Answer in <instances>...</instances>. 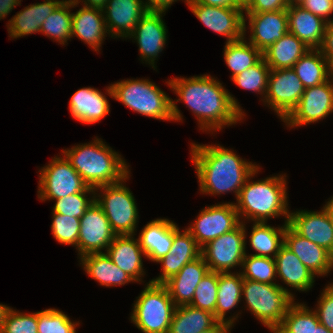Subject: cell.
<instances>
[{"mask_svg": "<svg viewBox=\"0 0 333 333\" xmlns=\"http://www.w3.org/2000/svg\"><path fill=\"white\" fill-rule=\"evenodd\" d=\"M324 206L329 210L330 215L333 220V196L331 198H329V200L326 202V204Z\"/></svg>", "mask_w": 333, "mask_h": 333, "instance_id": "obj_58", "label": "cell"}, {"mask_svg": "<svg viewBox=\"0 0 333 333\" xmlns=\"http://www.w3.org/2000/svg\"><path fill=\"white\" fill-rule=\"evenodd\" d=\"M287 0H248L244 4V13H262L287 10Z\"/></svg>", "mask_w": 333, "mask_h": 333, "instance_id": "obj_48", "label": "cell"}, {"mask_svg": "<svg viewBox=\"0 0 333 333\" xmlns=\"http://www.w3.org/2000/svg\"><path fill=\"white\" fill-rule=\"evenodd\" d=\"M38 333H77L79 321H73L60 309L37 311Z\"/></svg>", "mask_w": 333, "mask_h": 333, "instance_id": "obj_41", "label": "cell"}, {"mask_svg": "<svg viewBox=\"0 0 333 333\" xmlns=\"http://www.w3.org/2000/svg\"><path fill=\"white\" fill-rule=\"evenodd\" d=\"M192 3H201L204 5L219 7H244L241 0H190Z\"/></svg>", "mask_w": 333, "mask_h": 333, "instance_id": "obj_52", "label": "cell"}, {"mask_svg": "<svg viewBox=\"0 0 333 333\" xmlns=\"http://www.w3.org/2000/svg\"><path fill=\"white\" fill-rule=\"evenodd\" d=\"M249 242L256 256L275 258L284 245V233L288 223L274 227L267 222H253Z\"/></svg>", "mask_w": 333, "mask_h": 333, "instance_id": "obj_33", "label": "cell"}, {"mask_svg": "<svg viewBox=\"0 0 333 333\" xmlns=\"http://www.w3.org/2000/svg\"><path fill=\"white\" fill-rule=\"evenodd\" d=\"M320 324L317 313L307 304L294 302L287 310L278 327L283 333H314V326Z\"/></svg>", "mask_w": 333, "mask_h": 333, "instance_id": "obj_37", "label": "cell"}, {"mask_svg": "<svg viewBox=\"0 0 333 333\" xmlns=\"http://www.w3.org/2000/svg\"><path fill=\"white\" fill-rule=\"evenodd\" d=\"M129 178L130 174L119 183L95 188V201L116 235H136L137 232L139 212L132 191L126 187Z\"/></svg>", "mask_w": 333, "mask_h": 333, "instance_id": "obj_8", "label": "cell"}, {"mask_svg": "<svg viewBox=\"0 0 333 333\" xmlns=\"http://www.w3.org/2000/svg\"><path fill=\"white\" fill-rule=\"evenodd\" d=\"M270 68L263 57L253 66L231 78L238 87L260 94L261 101L267 92Z\"/></svg>", "mask_w": 333, "mask_h": 333, "instance_id": "obj_39", "label": "cell"}, {"mask_svg": "<svg viewBox=\"0 0 333 333\" xmlns=\"http://www.w3.org/2000/svg\"><path fill=\"white\" fill-rule=\"evenodd\" d=\"M232 328L233 326L228 323L218 322L214 327L201 333H231Z\"/></svg>", "mask_w": 333, "mask_h": 333, "instance_id": "obj_55", "label": "cell"}, {"mask_svg": "<svg viewBox=\"0 0 333 333\" xmlns=\"http://www.w3.org/2000/svg\"><path fill=\"white\" fill-rule=\"evenodd\" d=\"M79 230V218L52 212L51 231L58 243L72 245L78 251Z\"/></svg>", "mask_w": 333, "mask_h": 333, "instance_id": "obj_43", "label": "cell"}, {"mask_svg": "<svg viewBox=\"0 0 333 333\" xmlns=\"http://www.w3.org/2000/svg\"><path fill=\"white\" fill-rule=\"evenodd\" d=\"M247 39L244 36L240 40L225 43L224 61L232 72L231 78L255 65L262 58V52Z\"/></svg>", "mask_w": 333, "mask_h": 333, "instance_id": "obj_35", "label": "cell"}, {"mask_svg": "<svg viewBox=\"0 0 333 333\" xmlns=\"http://www.w3.org/2000/svg\"><path fill=\"white\" fill-rule=\"evenodd\" d=\"M178 96L172 101V116L183 122V115L176 102L186 104L197 119L199 130L217 133L226 126L242 122L246 116L238 100L215 77L208 74L174 77L165 81Z\"/></svg>", "mask_w": 333, "mask_h": 333, "instance_id": "obj_1", "label": "cell"}, {"mask_svg": "<svg viewBox=\"0 0 333 333\" xmlns=\"http://www.w3.org/2000/svg\"><path fill=\"white\" fill-rule=\"evenodd\" d=\"M284 245L292 251L315 276H327L333 269V255L325 248L297 234L289 225L284 233Z\"/></svg>", "mask_w": 333, "mask_h": 333, "instance_id": "obj_21", "label": "cell"}, {"mask_svg": "<svg viewBox=\"0 0 333 333\" xmlns=\"http://www.w3.org/2000/svg\"><path fill=\"white\" fill-rule=\"evenodd\" d=\"M244 4L248 1V0H241Z\"/></svg>", "mask_w": 333, "mask_h": 333, "instance_id": "obj_61", "label": "cell"}, {"mask_svg": "<svg viewBox=\"0 0 333 333\" xmlns=\"http://www.w3.org/2000/svg\"><path fill=\"white\" fill-rule=\"evenodd\" d=\"M305 91L293 68L270 70L264 106L283 121L297 106Z\"/></svg>", "mask_w": 333, "mask_h": 333, "instance_id": "obj_13", "label": "cell"}, {"mask_svg": "<svg viewBox=\"0 0 333 333\" xmlns=\"http://www.w3.org/2000/svg\"><path fill=\"white\" fill-rule=\"evenodd\" d=\"M103 93L94 87L78 89L69 100V112L71 116L83 124H95L109 115L110 104L106 94L113 98L111 85L106 87Z\"/></svg>", "mask_w": 333, "mask_h": 333, "instance_id": "obj_20", "label": "cell"}, {"mask_svg": "<svg viewBox=\"0 0 333 333\" xmlns=\"http://www.w3.org/2000/svg\"><path fill=\"white\" fill-rule=\"evenodd\" d=\"M239 272V273H238ZM218 273V291L217 304L215 309V317L219 322H224L234 327L235 320L241 316V312H237L233 316L227 314L230 310L238 308L237 306L242 300L243 277L240 271ZM239 315V316H238Z\"/></svg>", "mask_w": 333, "mask_h": 333, "instance_id": "obj_29", "label": "cell"}, {"mask_svg": "<svg viewBox=\"0 0 333 333\" xmlns=\"http://www.w3.org/2000/svg\"><path fill=\"white\" fill-rule=\"evenodd\" d=\"M245 226V222H241L232 231L224 233L202 247L201 255L210 271L227 273L237 266L241 269L247 252L248 236Z\"/></svg>", "mask_w": 333, "mask_h": 333, "instance_id": "obj_9", "label": "cell"}, {"mask_svg": "<svg viewBox=\"0 0 333 333\" xmlns=\"http://www.w3.org/2000/svg\"><path fill=\"white\" fill-rule=\"evenodd\" d=\"M0 333H38L37 312L22 313L10 307Z\"/></svg>", "mask_w": 333, "mask_h": 333, "instance_id": "obj_44", "label": "cell"}, {"mask_svg": "<svg viewBox=\"0 0 333 333\" xmlns=\"http://www.w3.org/2000/svg\"><path fill=\"white\" fill-rule=\"evenodd\" d=\"M318 49L328 62L330 71L333 74V23L327 24L322 44Z\"/></svg>", "mask_w": 333, "mask_h": 333, "instance_id": "obj_50", "label": "cell"}, {"mask_svg": "<svg viewBox=\"0 0 333 333\" xmlns=\"http://www.w3.org/2000/svg\"><path fill=\"white\" fill-rule=\"evenodd\" d=\"M274 260L277 277L291 290L306 293L313 288L316 276L285 245L280 248Z\"/></svg>", "mask_w": 333, "mask_h": 333, "instance_id": "obj_28", "label": "cell"}, {"mask_svg": "<svg viewBox=\"0 0 333 333\" xmlns=\"http://www.w3.org/2000/svg\"><path fill=\"white\" fill-rule=\"evenodd\" d=\"M9 308H10V306H7V304L5 305V304L0 303V331L3 326L5 315H6L7 311L9 310Z\"/></svg>", "mask_w": 333, "mask_h": 333, "instance_id": "obj_56", "label": "cell"}, {"mask_svg": "<svg viewBox=\"0 0 333 333\" xmlns=\"http://www.w3.org/2000/svg\"><path fill=\"white\" fill-rule=\"evenodd\" d=\"M311 48L289 31L262 52L270 70L293 68L294 64Z\"/></svg>", "mask_w": 333, "mask_h": 333, "instance_id": "obj_31", "label": "cell"}, {"mask_svg": "<svg viewBox=\"0 0 333 333\" xmlns=\"http://www.w3.org/2000/svg\"><path fill=\"white\" fill-rule=\"evenodd\" d=\"M113 99L143 116L174 121L172 98L149 79H122L110 84Z\"/></svg>", "mask_w": 333, "mask_h": 333, "instance_id": "obj_5", "label": "cell"}, {"mask_svg": "<svg viewBox=\"0 0 333 333\" xmlns=\"http://www.w3.org/2000/svg\"><path fill=\"white\" fill-rule=\"evenodd\" d=\"M73 3L61 2L42 23L40 33L62 46L71 40Z\"/></svg>", "mask_w": 333, "mask_h": 333, "instance_id": "obj_36", "label": "cell"}, {"mask_svg": "<svg viewBox=\"0 0 333 333\" xmlns=\"http://www.w3.org/2000/svg\"><path fill=\"white\" fill-rule=\"evenodd\" d=\"M102 11L109 37L127 40L148 8L144 0H107Z\"/></svg>", "mask_w": 333, "mask_h": 333, "instance_id": "obj_19", "label": "cell"}, {"mask_svg": "<svg viewBox=\"0 0 333 333\" xmlns=\"http://www.w3.org/2000/svg\"><path fill=\"white\" fill-rule=\"evenodd\" d=\"M107 35L109 33L101 8L82 6L72 12L71 38L76 36L98 53Z\"/></svg>", "mask_w": 333, "mask_h": 333, "instance_id": "obj_23", "label": "cell"}, {"mask_svg": "<svg viewBox=\"0 0 333 333\" xmlns=\"http://www.w3.org/2000/svg\"><path fill=\"white\" fill-rule=\"evenodd\" d=\"M65 2L73 3V8L78 7L79 3H81L80 5L82 6L102 9L107 3V0H65Z\"/></svg>", "mask_w": 333, "mask_h": 333, "instance_id": "obj_54", "label": "cell"}, {"mask_svg": "<svg viewBox=\"0 0 333 333\" xmlns=\"http://www.w3.org/2000/svg\"><path fill=\"white\" fill-rule=\"evenodd\" d=\"M218 291V272L209 271L196 287L192 307L211 312L215 315Z\"/></svg>", "mask_w": 333, "mask_h": 333, "instance_id": "obj_42", "label": "cell"}, {"mask_svg": "<svg viewBox=\"0 0 333 333\" xmlns=\"http://www.w3.org/2000/svg\"><path fill=\"white\" fill-rule=\"evenodd\" d=\"M259 171L260 167L247 179L234 203L240 221L267 222L268 219L284 216V223H288L290 210L286 173L253 181Z\"/></svg>", "mask_w": 333, "mask_h": 333, "instance_id": "obj_3", "label": "cell"}, {"mask_svg": "<svg viewBox=\"0 0 333 333\" xmlns=\"http://www.w3.org/2000/svg\"><path fill=\"white\" fill-rule=\"evenodd\" d=\"M209 271V267L201 255L187 263L175 276L167 280L163 285L167 288L173 303L176 306L189 305L193 300L197 285Z\"/></svg>", "mask_w": 333, "mask_h": 333, "instance_id": "obj_24", "label": "cell"}, {"mask_svg": "<svg viewBox=\"0 0 333 333\" xmlns=\"http://www.w3.org/2000/svg\"><path fill=\"white\" fill-rule=\"evenodd\" d=\"M333 113V75L326 81L305 88L301 99L283 120L289 128L317 123Z\"/></svg>", "mask_w": 333, "mask_h": 333, "instance_id": "obj_12", "label": "cell"}, {"mask_svg": "<svg viewBox=\"0 0 333 333\" xmlns=\"http://www.w3.org/2000/svg\"><path fill=\"white\" fill-rule=\"evenodd\" d=\"M190 144L191 161L203 195L233 192L237 200L247 179L260 167L220 144Z\"/></svg>", "mask_w": 333, "mask_h": 333, "instance_id": "obj_2", "label": "cell"}, {"mask_svg": "<svg viewBox=\"0 0 333 333\" xmlns=\"http://www.w3.org/2000/svg\"><path fill=\"white\" fill-rule=\"evenodd\" d=\"M166 11L148 10L139 20L135 30L127 39L135 40L139 47L142 63H146L154 70L159 54L163 51L168 40V30L163 16ZM145 61V62H144Z\"/></svg>", "mask_w": 333, "mask_h": 333, "instance_id": "obj_14", "label": "cell"}, {"mask_svg": "<svg viewBox=\"0 0 333 333\" xmlns=\"http://www.w3.org/2000/svg\"><path fill=\"white\" fill-rule=\"evenodd\" d=\"M193 260H184V258L174 257V254L168 253L157 263H161V273L158 277L149 280L154 284H164L171 277L175 276L187 263Z\"/></svg>", "mask_w": 333, "mask_h": 333, "instance_id": "obj_47", "label": "cell"}, {"mask_svg": "<svg viewBox=\"0 0 333 333\" xmlns=\"http://www.w3.org/2000/svg\"><path fill=\"white\" fill-rule=\"evenodd\" d=\"M136 298L129 320L143 333H168L177 306L167 288L147 282Z\"/></svg>", "mask_w": 333, "mask_h": 333, "instance_id": "obj_7", "label": "cell"}, {"mask_svg": "<svg viewBox=\"0 0 333 333\" xmlns=\"http://www.w3.org/2000/svg\"><path fill=\"white\" fill-rule=\"evenodd\" d=\"M105 143L95 137L90 143L77 144L61 151L83 181L92 188L119 183L131 174L130 165L121 154Z\"/></svg>", "mask_w": 333, "mask_h": 333, "instance_id": "obj_4", "label": "cell"}, {"mask_svg": "<svg viewBox=\"0 0 333 333\" xmlns=\"http://www.w3.org/2000/svg\"><path fill=\"white\" fill-rule=\"evenodd\" d=\"M288 31L311 49H318L323 41L326 22L301 6H288Z\"/></svg>", "mask_w": 333, "mask_h": 333, "instance_id": "obj_27", "label": "cell"}, {"mask_svg": "<svg viewBox=\"0 0 333 333\" xmlns=\"http://www.w3.org/2000/svg\"><path fill=\"white\" fill-rule=\"evenodd\" d=\"M180 0H145L144 3L148 10H155V11H166L168 8L170 9L171 5L174 2H177ZM184 3L187 4L188 0H182Z\"/></svg>", "mask_w": 333, "mask_h": 333, "instance_id": "obj_51", "label": "cell"}, {"mask_svg": "<svg viewBox=\"0 0 333 333\" xmlns=\"http://www.w3.org/2000/svg\"><path fill=\"white\" fill-rule=\"evenodd\" d=\"M244 14V36L249 27L250 36L247 41L261 52L288 32L287 10ZM246 19L249 21L248 26Z\"/></svg>", "mask_w": 333, "mask_h": 333, "instance_id": "obj_18", "label": "cell"}, {"mask_svg": "<svg viewBox=\"0 0 333 333\" xmlns=\"http://www.w3.org/2000/svg\"><path fill=\"white\" fill-rule=\"evenodd\" d=\"M85 273L104 287H116L135 282L116 266L106 253H90L79 258Z\"/></svg>", "mask_w": 333, "mask_h": 333, "instance_id": "obj_30", "label": "cell"}, {"mask_svg": "<svg viewBox=\"0 0 333 333\" xmlns=\"http://www.w3.org/2000/svg\"><path fill=\"white\" fill-rule=\"evenodd\" d=\"M188 8L211 31L233 42L244 37V7H219L187 2Z\"/></svg>", "mask_w": 333, "mask_h": 333, "instance_id": "obj_15", "label": "cell"}, {"mask_svg": "<svg viewBox=\"0 0 333 333\" xmlns=\"http://www.w3.org/2000/svg\"><path fill=\"white\" fill-rule=\"evenodd\" d=\"M314 333H332L321 323L318 326H314Z\"/></svg>", "mask_w": 333, "mask_h": 333, "instance_id": "obj_57", "label": "cell"}, {"mask_svg": "<svg viewBox=\"0 0 333 333\" xmlns=\"http://www.w3.org/2000/svg\"><path fill=\"white\" fill-rule=\"evenodd\" d=\"M269 330H270L271 333H283L278 328H269Z\"/></svg>", "mask_w": 333, "mask_h": 333, "instance_id": "obj_60", "label": "cell"}, {"mask_svg": "<svg viewBox=\"0 0 333 333\" xmlns=\"http://www.w3.org/2000/svg\"><path fill=\"white\" fill-rule=\"evenodd\" d=\"M300 6L323 18L326 22L333 23L331 17V14H333V0H305Z\"/></svg>", "mask_w": 333, "mask_h": 333, "instance_id": "obj_49", "label": "cell"}, {"mask_svg": "<svg viewBox=\"0 0 333 333\" xmlns=\"http://www.w3.org/2000/svg\"><path fill=\"white\" fill-rule=\"evenodd\" d=\"M201 251L202 248L193 236L186 229L180 231L179 226L173 221V243L169 253L184 260H195L201 256Z\"/></svg>", "mask_w": 333, "mask_h": 333, "instance_id": "obj_45", "label": "cell"}, {"mask_svg": "<svg viewBox=\"0 0 333 333\" xmlns=\"http://www.w3.org/2000/svg\"><path fill=\"white\" fill-rule=\"evenodd\" d=\"M111 261L123 270L135 283H145V269L143 267V256L146 257L135 235H117L106 252Z\"/></svg>", "mask_w": 333, "mask_h": 333, "instance_id": "obj_22", "label": "cell"}, {"mask_svg": "<svg viewBox=\"0 0 333 333\" xmlns=\"http://www.w3.org/2000/svg\"><path fill=\"white\" fill-rule=\"evenodd\" d=\"M243 279L258 281L261 283H276L277 271L273 258L256 256L246 252L241 265ZM275 281V282H274Z\"/></svg>", "mask_w": 333, "mask_h": 333, "instance_id": "obj_38", "label": "cell"}, {"mask_svg": "<svg viewBox=\"0 0 333 333\" xmlns=\"http://www.w3.org/2000/svg\"><path fill=\"white\" fill-rule=\"evenodd\" d=\"M288 225L297 234L333 255V220L324 205L320 211H290Z\"/></svg>", "mask_w": 333, "mask_h": 333, "instance_id": "obj_17", "label": "cell"}, {"mask_svg": "<svg viewBox=\"0 0 333 333\" xmlns=\"http://www.w3.org/2000/svg\"><path fill=\"white\" fill-rule=\"evenodd\" d=\"M305 88L326 82L333 74L319 49L308 50L293 66Z\"/></svg>", "mask_w": 333, "mask_h": 333, "instance_id": "obj_34", "label": "cell"}, {"mask_svg": "<svg viewBox=\"0 0 333 333\" xmlns=\"http://www.w3.org/2000/svg\"><path fill=\"white\" fill-rule=\"evenodd\" d=\"M140 246L151 262H157L166 256L173 243V221L157 218L147 222L139 232Z\"/></svg>", "mask_w": 333, "mask_h": 333, "instance_id": "obj_25", "label": "cell"}, {"mask_svg": "<svg viewBox=\"0 0 333 333\" xmlns=\"http://www.w3.org/2000/svg\"><path fill=\"white\" fill-rule=\"evenodd\" d=\"M22 0H0V20L12 12L16 6H21Z\"/></svg>", "mask_w": 333, "mask_h": 333, "instance_id": "obj_53", "label": "cell"}, {"mask_svg": "<svg viewBox=\"0 0 333 333\" xmlns=\"http://www.w3.org/2000/svg\"><path fill=\"white\" fill-rule=\"evenodd\" d=\"M116 236L104 211L94 201L80 218L78 258L90 253H105Z\"/></svg>", "mask_w": 333, "mask_h": 333, "instance_id": "obj_16", "label": "cell"}, {"mask_svg": "<svg viewBox=\"0 0 333 333\" xmlns=\"http://www.w3.org/2000/svg\"><path fill=\"white\" fill-rule=\"evenodd\" d=\"M219 321L211 312L192 307L177 306L168 333H201L214 327Z\"/></svg>", "mask_w": 333, "mask_h": 333, "instance_id": "obj_32", "label": "cell"}, {"mask_svg": "<svg viewBox=\"0 0 333 333\" xmlns=\"http://www.w3.org/2000/svg\"><path fill=\"white\" fill-rule=\"evenodd\" d=\"M39 200L42 202L55 200L52 212L80 219L95 201V188L88 186L83 192L74 193L64 198Z\"/></svg>", "mask_w": 333, "mask_h": 333, "instance_id": "obj_40", "label": "cell"}, {"mask_svg": "<svg viewBox=\"0 0 333 333\" xmlns=\"http://www.w3.org/2000/svg\"><path fill=\"white\" fill-rule=\"evenodd\" d=\"M305 0H287L288 6H300Z\"/></svg>", "mask_w": 333, "mask_h": 333, "instance_id": "obj_59", "label": "cell"}, {"mask_svg": "<svg viewBox=\"0 0 333 333\" xmlns=\"http://www.w3.org/2000/svg\"><path fill=\"white\" fill-rule=\"evenodd\" d=\"M316 309L319 322L333 333V282L325 286L319 296Z\"/></svg>", "mask_w": 333, "mask_h": 333, "instance_id": "obj_46", "label": "cell"}, {"mask_svg": "<svg viewBox=\"0 0 333 333\" xmlns=\"http://www.w3.org/2000/svg\"><path fill=\"white\" fill-rule=\"evenodd\" d=\"M242 298L246 310L268 329L278 328L295 302L294 294L287 287L247 279H243Z\"/></svg>", "mask_w": 333, "mask_h": 333, "instance_id": "obj_6", "label": "cell"}, {"mask_svg": "<svg viewBox=\"0 0 333 333\" xmlns=\"http://www.w3.org/2000/svg\"><path fill=\"white\" fill-rule=\"evenodd\" d=\"M61 155H56L39 169L38 199L64 198L81 193L88 187L66 157Z\"/></svg>", "mask_w": 333, "mask_h": 333, "instance_id": "obj_10", "label": "cell"}, {"mask_svg": "<svg viewBox=\"0 0 333 333\" xmlns=\"http://www.w3.org/2000/svg\"><path fill=\"white\" fill-rule=\"evenodd\" d=\"M193 221L185 229L201 248L241 223L235 204L230 201L206 206Z\"/></svg>", "mask_w": 333, "mask_h": 333, "instance_id": "obj_11", "label": "cell"}, {"mask_svg": "<svg viewBox=\"0 0 333 333\" xmlns=\"http://www.w3.org/2000/svg\"><path fill=\"white\" fill-rule=\"evenodd\" d=\"M61 2H65V0H44L30 4L17 12L6 25L9 37L17 39L29 34L40 33L42 23Z\"/></svg>", "mask_w": 333, "mask_h": 333, "instance_id": "obj_26", "label": "cell"}]
</instances>
